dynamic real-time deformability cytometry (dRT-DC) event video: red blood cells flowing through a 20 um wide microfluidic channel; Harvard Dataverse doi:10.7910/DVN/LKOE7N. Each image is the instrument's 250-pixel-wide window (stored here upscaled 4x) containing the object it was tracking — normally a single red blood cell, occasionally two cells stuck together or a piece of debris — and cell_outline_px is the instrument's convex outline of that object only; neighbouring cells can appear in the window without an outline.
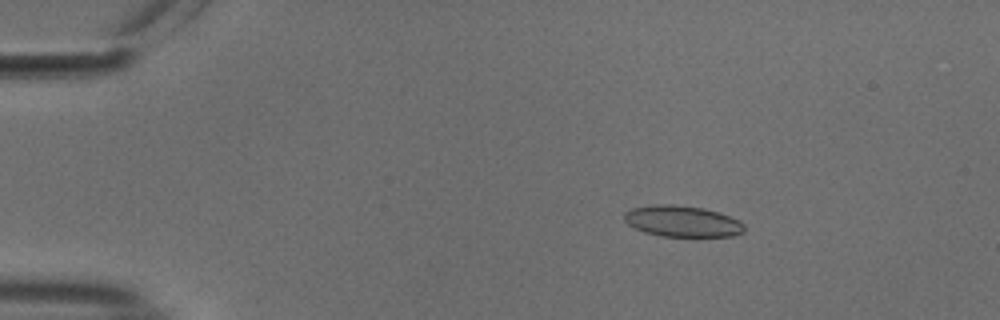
{"species": "common noctule bat (a hibernating species)", "species_latin": "Nyctalus noctula", "temperature_condition": "cold", "stored_images_in_passage": 54, "camera_frame_rate_fps": 3000, "um_per_image_px": 0.085, "animal": {"sex": "male", "body_mass_g": 18.8}, "frame": {"image": 1, "passage_image": 9, "time_ms": 2.667, "image_size_px": [1000, 320], "cell_outline_px": [[744, 232], [732, 236], [660, 236], [644, 232], [628, 224], [624, 220], [624, 212], [632, 208], [652, 204], [672, 204], [704, 208], [740, 220], [744, 224]], "centroid_in_image_um": [57.97, 18.8], "position_along_channel_um": 27.0, "area_um2": 21.79}}
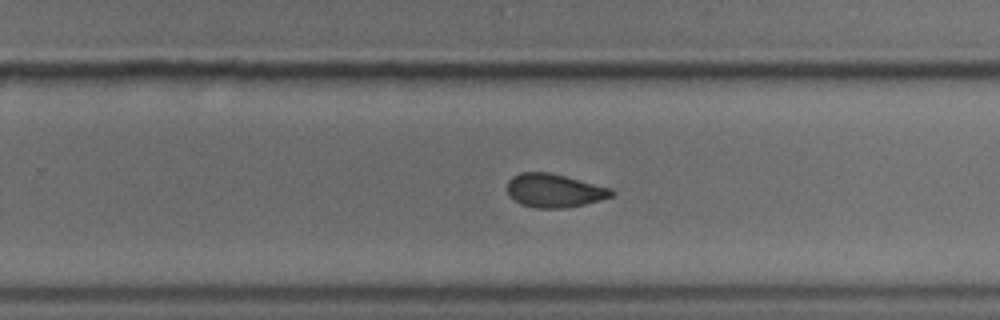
{"frame": {"image": 2, "passage_image": 35, "time_ms": 11.333, "image_size_px": [1000, 320], "cell_outline_px": [[616, 192], [612, 196], [600, 200], [584, 204], [564, 208], [536, 208], [520, 204], [508, 196], [508, 180], [512, 176], [520, 172], [548, 172], [612, 188]], "centroid_in_image_um": [47.1, 16.2], "position_along_channel_um": 282.7, "area_um2": 20.4}}
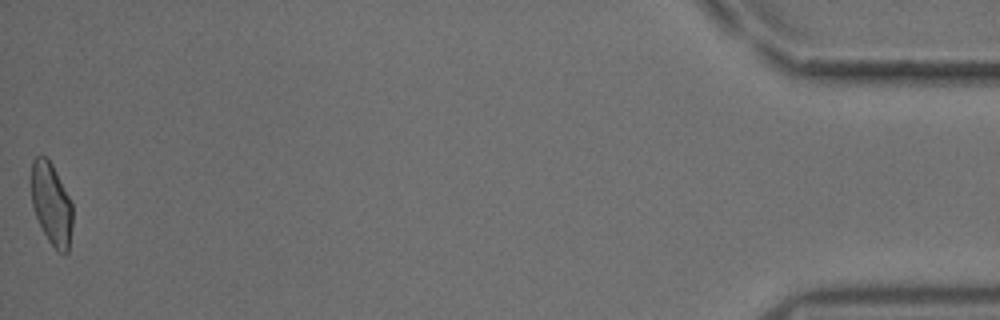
{"frame": {"image": 3, "passage_image": 54, "time_ms": 17.667, "image_size_px": [1000, 320], "cell_outline_px": [[72, 224], [68, 252], [64, 256], [48, 240], [36, 216], [32, 204], [32, 160], [36, 156], [44, 156], [52, 164], [72, 204]], "centroid_in_image_um": [4.38, 17.35], "position_along_channel_um": 430.8, "area_um2": 19.31}, "authors_computed_cell_mechanics": {"area_um2": 21.1837, "velocity_mm_per_s": 3.7577, "shape_relaxation_time_tau1_ms": 9.0646, "shape_relaxation_time_tau2_ms": 1.9308, "deformation_change_tau1": 0.1422, "deformation_change_tau2": 0.0786}}